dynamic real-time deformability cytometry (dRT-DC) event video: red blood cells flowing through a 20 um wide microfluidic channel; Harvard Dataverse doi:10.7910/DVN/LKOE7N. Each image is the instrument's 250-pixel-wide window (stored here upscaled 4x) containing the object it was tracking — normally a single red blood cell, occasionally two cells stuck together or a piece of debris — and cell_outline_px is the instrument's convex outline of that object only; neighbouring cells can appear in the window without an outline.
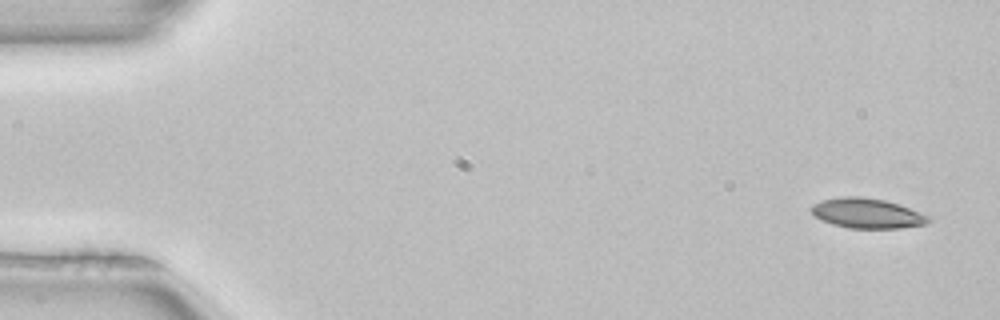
{"species": "common noctule bat (a hibernating species)", "species_latin": "Nyctalus noctula", "temperature_condition": "room temperature", "stored_images_in_passage": 5, "camera_frame_rate_fps": 3000, "um_per_image_px": 0.085, "animal": {"sex": "female", "body_mass_g": 22.7, "forearm_length_mm": 54.2}, "frame": {"image": 1, "passage_image": 1, "time_ms": 0.0, "image_size_px": [1000, 320], "cell_outline_px": [[932, 220], [924, 224], [900, 228], [848, 228], [832, 224], [816, 216], [808, 208], [812, 204], [820, 200], [840, 196], [860, 196], [884, 200], [932, 216]], "centroid_in_image_um": [73.68, 18.12], "position_along_channel_um": 11.3, "area_um2": 20.46}}
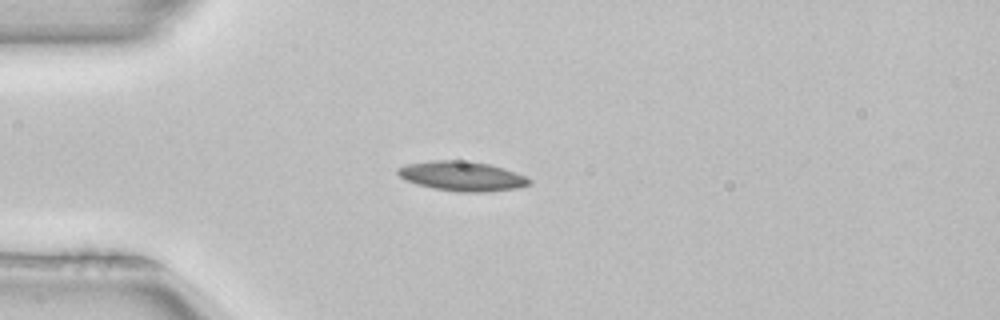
{"frame": {"image": 2, "passage_image": 4, "time_ms": 1.0, "image_size_px": [1000, 320], "cell_outline_px": [[532, 184], [516, 188], [488, 192], [460, 192], [432, 188], [416, 184], [404, 180], [396, 172], [396, 168], [408, 164], [432, 160], [460, 160], [488, 164], [504, 168], [516, 172], [532, 180]], "centroid_in_image_um": [39.26, 14.98], "position_along_channel_um": 45.7, "area_um2": 22.77}}